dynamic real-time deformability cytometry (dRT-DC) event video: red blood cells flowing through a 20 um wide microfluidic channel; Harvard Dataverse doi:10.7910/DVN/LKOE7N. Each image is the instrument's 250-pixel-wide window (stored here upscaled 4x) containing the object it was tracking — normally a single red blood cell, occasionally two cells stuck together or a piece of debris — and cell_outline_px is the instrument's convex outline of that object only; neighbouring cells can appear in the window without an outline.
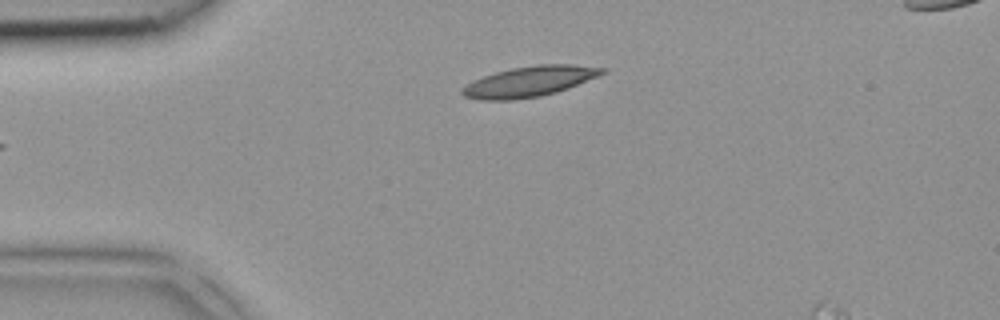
{"species": "common noctule bat (a hibernating species)", "species_latin": "Nyctalus noctula", "temperature_condition": "room temperature", "stored_images_in_passage": 3, "camera_frame_rate_fps": 3000, "um_per_image_px": 0.085, "animal": {"sex": "female", "body_mass_g": 18.4}, "frame": {"image": 1, "passage_image": 3, "time_ms": 0.667, "image_size_px": [1000, 320], "cell_outline_px": [[608, 72], [568, 88], [556, 92], [540, 96], [512, 100], [480, 100], [464, 96], [460, 92], [460, 88], [484, 76], [496, 72], [512, 68], [536, 64], [572, 64], [608, 68]], "centroid_in_image_um": [45.04, 6.92], "position_along_channel_um": 40.0, "area_um2": 24.8}}